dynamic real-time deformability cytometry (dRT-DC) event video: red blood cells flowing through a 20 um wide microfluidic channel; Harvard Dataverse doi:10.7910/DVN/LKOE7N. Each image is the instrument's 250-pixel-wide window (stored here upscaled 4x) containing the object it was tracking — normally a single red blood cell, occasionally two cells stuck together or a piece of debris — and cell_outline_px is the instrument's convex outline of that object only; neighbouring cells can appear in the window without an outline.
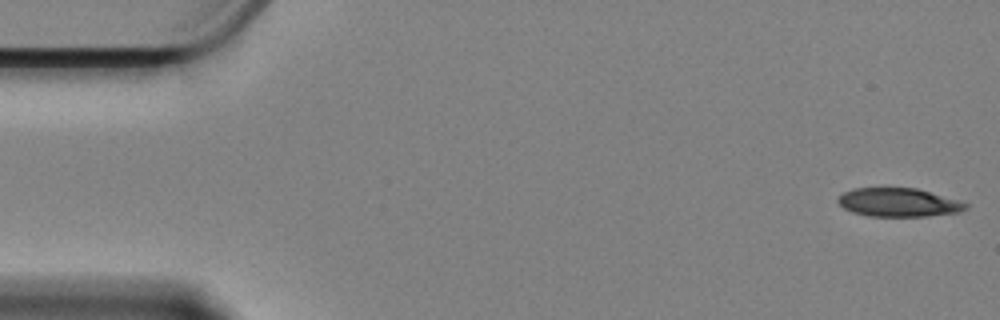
{"species": "Egyptian fruit bat (a non-hibernating species)", "species_latin": "Rousettus aegyptiacus", "temperature_condition": "cold", "stored_images_in_passage": 15, "camera_frame_rate_fps": 3000, "um_per_image_px": 0.085, "animal": {"sex": "female"}, "frame": {"image": 1, "passage_image": 1, "time_ms": 0.0, "image_size_px": [1000, 320], "cell_outline_px": [[968, 208], [960, 212], [928, 216], [868, 216], [852, 212], [844, 208], [836, 200], [844, 192], [852, 188], [916, 188], [956, 200], [968, 204]], "centroid_in_image_um": [76.35, 17.21], "position_along_channel_um": 8.6, "area_um2": 21.1}}